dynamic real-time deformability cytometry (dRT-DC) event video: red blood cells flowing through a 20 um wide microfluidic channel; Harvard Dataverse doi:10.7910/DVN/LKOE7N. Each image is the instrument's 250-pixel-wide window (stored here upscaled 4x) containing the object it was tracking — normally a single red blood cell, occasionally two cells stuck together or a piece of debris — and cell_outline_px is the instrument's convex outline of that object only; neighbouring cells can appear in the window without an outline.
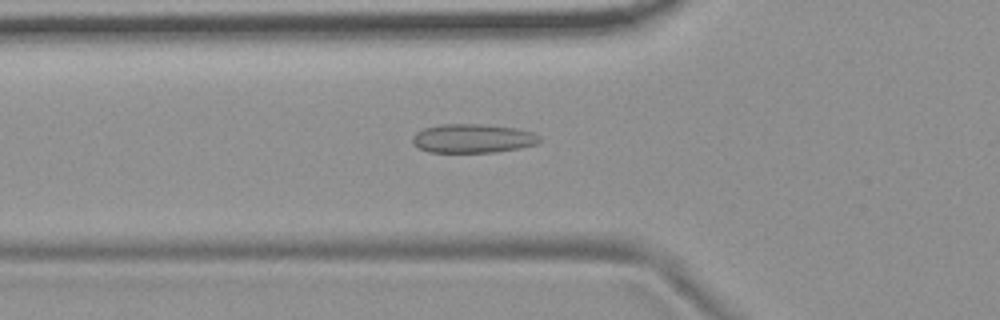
{"species": "common noctule bat (a hibernating species)", "species_latin": "Nyctalus noctula", "temperature_condition": "room temperature", "stored_images_in_passage": 54, "camera_frame_rate_fps": 3000, "um_per_image_px": 0.085, "animal": {"sex": "female", "body_mass_g": 19.9}, "frame": {"image": 1, "passage_image": 19, "time_ms": 6.0, "image_size_px": [1000, 320], "cell_outline_px": [[540, 140], [536, 144], [520, 148], [496, 152], [428, 152], [412, 144], [412, 136], [416, 132], [424, 128], [440, 124], [480, 124], [516, 128], [532, 132], [540, 136]], "centroid_in_image_um": [40.16, 11.76], "position_along_channel_um": 85.6, "area_um2": 21.44}}
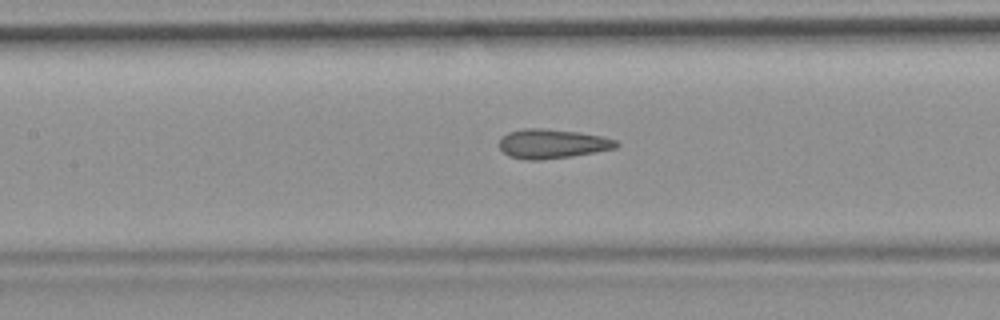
{"frame": {"image": 2, "passage_image": 25, "time_ms": 8.0, "image_size_px": [1000, 320], "cell_outline_px": [[620, 144], [616, 148], [596, 152], [572, 156], [540, 160], [524, 160], [508, 156], [500, 148], [500, 140], [508, 132], [524, 128], [544, 128], [580, 132], [604, 136], [616, 140]], "centroid_in_image_um": [46.97, 12.22], "position_along_channel_um": 160.4, "area_um2": 20.17}}
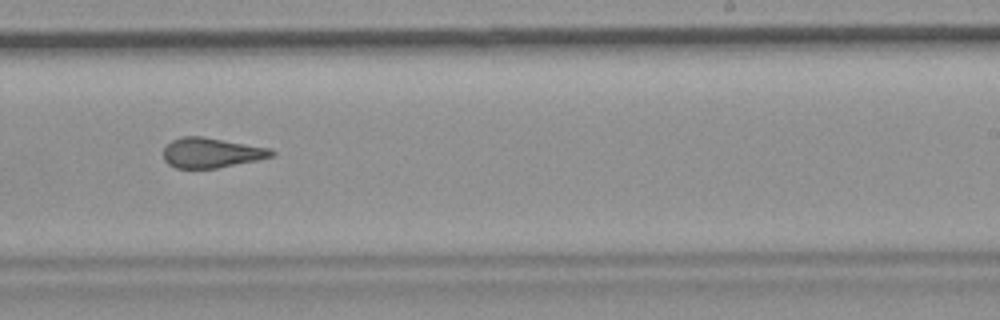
{"frame": {"image": 3, "passage_image": 34, "time_ms": 11.0, "image_size_px": [1000, 320], "cell_outline_px": [[276, 156], [216, 168], [176, 168], [168, 164], [164, 160], [164, 148], [172, 140], [184, 136], [204, 136], [272, 148], [276, 152]], "centroid_in_image_um": [18.01, 12.97], "position_along_channel_um": 271.0, "area_um2": 19.02}, "authors_computed_cell_mechanics": {"area_um2": 20.0566, "velocity_mm_per_s": 3.7133, "shape_relaxation_time_tau1_ms": null, "shape_relaxation_time_tau2_ms": 1.8995, "deformation_change_tau1": null, "deformation_change_tau2": 0.1131}}